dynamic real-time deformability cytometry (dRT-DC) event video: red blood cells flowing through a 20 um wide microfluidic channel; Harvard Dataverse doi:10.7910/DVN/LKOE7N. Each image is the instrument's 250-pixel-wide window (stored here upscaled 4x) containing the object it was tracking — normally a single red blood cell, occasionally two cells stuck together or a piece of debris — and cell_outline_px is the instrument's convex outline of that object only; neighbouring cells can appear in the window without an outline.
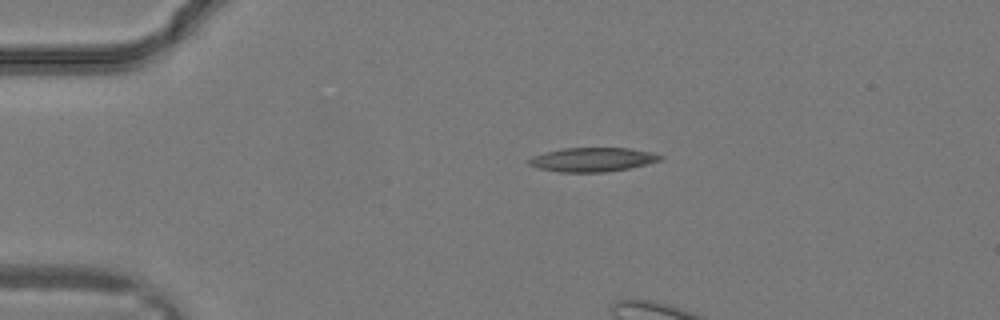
{"species": "common noctule bat (a hibernating species)", "species_latin": "Nyctalus noctula", "temperature_condition": "warm", "stored_images_in_passage": 4, "camera_frame_rate_fps": 3000, "um_per_image_px": 0.085, "animal": {"sex": "male", "body_mass_g": 19.2, "forearm_length_mm": 51.8}, "frame": {"image": 1, "passage_image": 1, "time_ms": 0.0, "image_size_px": [1000, 320], "cell_outline_px": [[664, 160], [648, 164], [628, 168], [604, 172], [560, 172], [536, 168], [528, 164], [528, 160], [532, 156], [544, 152], [560, 148], [632, 148], [664, 156]], "centroid_in_image_um": [50.35, 13.56], "position_along_channel_um": 34.7, "area_um2": 18.55}}